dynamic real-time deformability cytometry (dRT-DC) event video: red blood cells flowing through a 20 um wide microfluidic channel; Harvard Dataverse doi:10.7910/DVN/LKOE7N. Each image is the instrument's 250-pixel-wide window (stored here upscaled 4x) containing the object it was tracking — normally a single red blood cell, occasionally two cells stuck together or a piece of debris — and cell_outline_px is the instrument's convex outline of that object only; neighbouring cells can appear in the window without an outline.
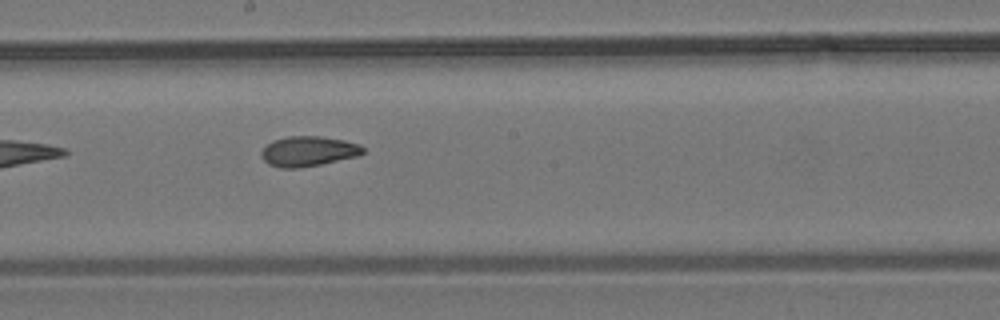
{"species": "common noctule bat (a hibernating species)", "species_latin": "Nyctalus noctula", "temperature_condition": "room temperature", "stored_images_in_passage": 10, "segment_of_instrument_passage": [1, 2], "camera_frame_rate_fps": 3000, "um_per_image_px": 0.085, "animal": {"sex": "male", "body_mass_g": 19.2, "forearm_length_mm": 51.8}, "frame": {"image": 1, "passage_image": 9, "time_ms": 9.333, "image_size_px": [1000, 320], "cell_outline_px": [[364, 152], [360, 156], [300, 168], [280, 168], [268, 164], [260, 156], [260, 152], [272, 140], [288, 136], [320, 136], [344, 140], [360, 144], [364, 148]], "centroid_in_image_um": [26.21, 12.86], "position_along_channel_um": 222.0, "area_um2": 17.98}}